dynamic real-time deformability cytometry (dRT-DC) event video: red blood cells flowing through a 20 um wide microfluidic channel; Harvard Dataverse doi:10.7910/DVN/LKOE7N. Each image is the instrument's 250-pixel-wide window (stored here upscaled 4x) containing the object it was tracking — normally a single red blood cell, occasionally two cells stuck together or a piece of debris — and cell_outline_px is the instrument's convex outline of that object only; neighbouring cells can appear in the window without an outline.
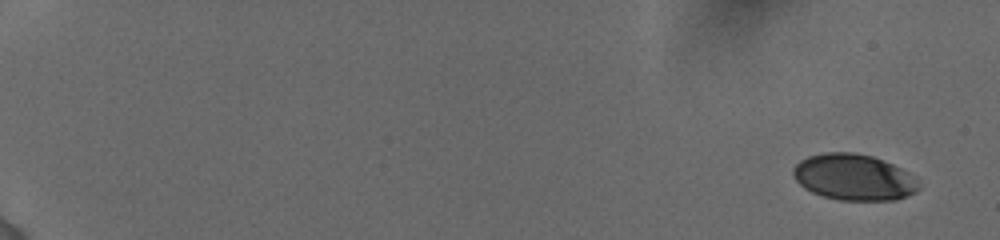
{"species": "human", "species_latin": "Homo sapiens", "temperature_condition": "cold", "stored_images_in_passage": 19, "camera_frame_rate_fps": 3000, "um_per_image_px": 0.085, "donor": {"sex": "female"}, "frame": {"image": 1, "passage_image": 1, "time_ms": 0.0, "image_size_px": [1000, 240], "cell_outline_px": [[920, 188], [916, 192], [908, 196], [896, 200], [840, 200], [824, 196], [812, 192], [804, 188], [796, 180], [792, 172], [792, 168], [800, 160], [808, 156], [824, 152], [852, 152], [872, 156], [892, 164], [908, 172], [920, 184]], "centroid_in_image_um": [72.57, 15.06], "position_along_channel_um": 12.4, "area_um2": 33.81}}
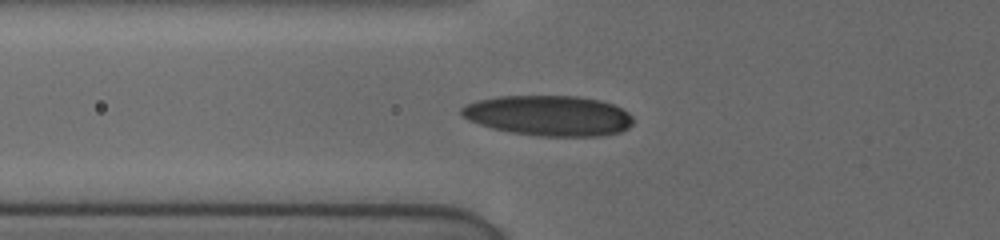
{"frame": {"image": 2, "passage_image": 16, "time_ms": 7.0, "image_size_px": [1000, 240], "cell_outline_px": [[632, 124], [628, 128], [620, 132], [604, 136], [536, 136], [508, 132], [492, 128], [468, 120], [460, 116], [460, 108], [468, 104], [480, 100], [500, 96], [576, 96], [600, 100], [612, 104], [628, 112], [632, 116]], "centroid_in_image_um": [46.64, 9.84], "position_along_channel_um": 79.2, "area_um2": 40.46}}
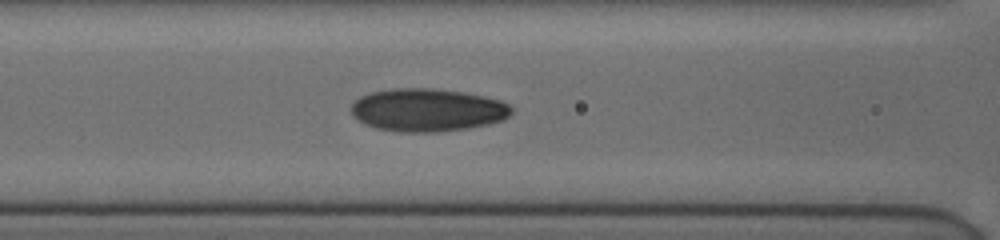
{"frame": {"image": 3, "passage_image": 19, "time_ms": 8.333, "image_size_px": [1000, 240], "cell_outline_px": [[512, 112], [504, 120], [488, 124], [468, 128], [436, 132], [396, 132], [376, 128], [364, 124], [352, 116], [352, 104], [360, 96], [372, 92], [392, 88], [428, 88], [464, 92], [500, 100], [508, 104], [512, 108]], "centroid_in_image_um": [36.32, 9.36], "position_along_channel_um": 130.3, "area_um2": 40.17}}